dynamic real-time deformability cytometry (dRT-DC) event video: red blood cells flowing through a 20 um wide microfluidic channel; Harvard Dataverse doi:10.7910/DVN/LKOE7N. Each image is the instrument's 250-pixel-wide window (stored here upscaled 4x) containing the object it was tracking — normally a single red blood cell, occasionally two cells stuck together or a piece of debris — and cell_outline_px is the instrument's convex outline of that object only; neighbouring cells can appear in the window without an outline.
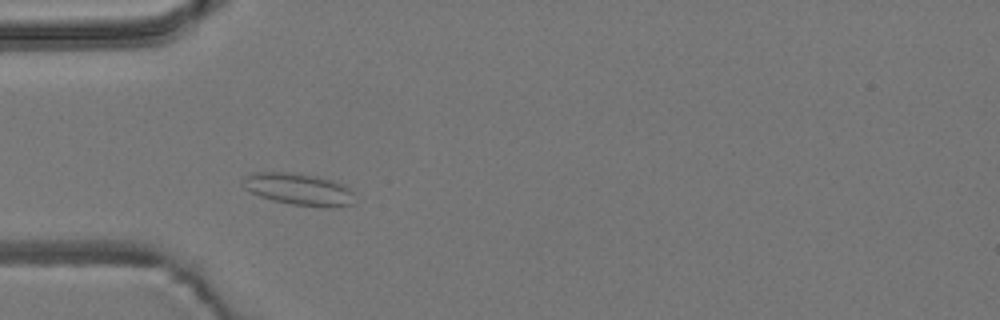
{"species": "common noctule bat (a hibernating species)", "species_latin": "Nyctalus noctula", "temperature_condition": "room temperature", "stored_images_in_passage": 48, "camera_frame_rate_fps": 3000, "um_per_image_px": 0.085, "animal": {"sex": "male", "body_mass_g": 19.2, "forearm_length_mm": 51.8}, "frame": {"image": 1, "passage_image": 10, "time_ms": 3.0, "image_size_px": [1000, 320], "cell_outline_px": [[352, 204], [336, 208], [324, 208], [292, 204], [272, 200], [260, 196], [244, 188], [240, 184], [240, 180], [244, 176], [252, 172], [296, 172], [316, 176], [332, 180], [344, 184], [352, 192]], "centroid_in_image_um": [25.35, 16.08], "position_along_channel_um": 59.6, "area_um2": 21.15}}
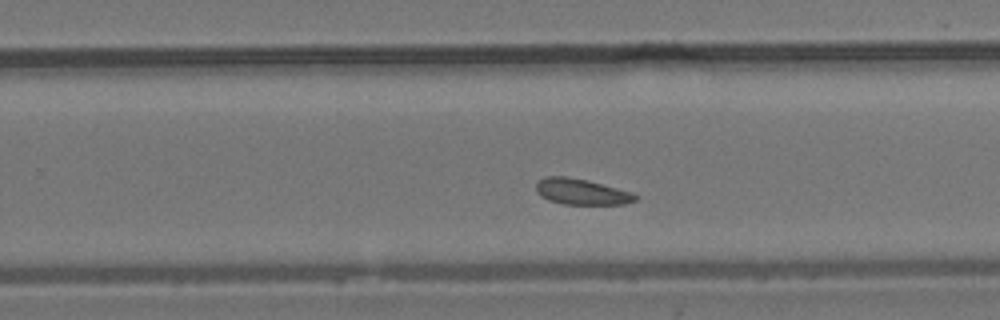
{"frame": {"image": 2, "passage_image": 28, "time_ms": 9.0, "image_size_px": [1000, 320], "cell_outline_px": [[636, 200], [624, 204], [564, 204], [548, 200], [536, 192], [536, 184], [544, 176], [568, 176], [588, 180], [632, 192], [636, 196]], "centroid_in_image_um": [49.4, 16.29], "position_along_channel_um": 280.4, "area_um2": 14.91}}
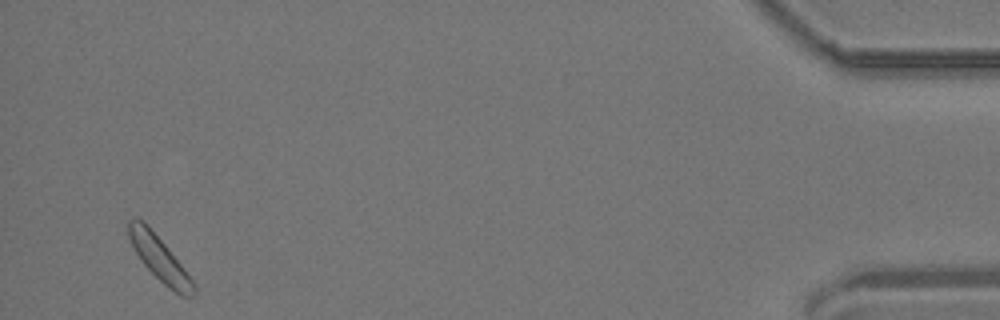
{"frame": {"image": 3, "passage_image": 46, "time_ms": 15.0, "image_size_px": [1000, 320], "cell_outline_px": [[196, 292], [192, 296], [180, 296], [168, 288], [140, 260], [128, 236], [128, 220], [144, 220], [148, 224], [180, 264], [192, 280], [196, 288]], "centroid_in_image_um": [13.55, 21.99], "position_along_channel_um": 421.6, "area_um2": 16.36}}